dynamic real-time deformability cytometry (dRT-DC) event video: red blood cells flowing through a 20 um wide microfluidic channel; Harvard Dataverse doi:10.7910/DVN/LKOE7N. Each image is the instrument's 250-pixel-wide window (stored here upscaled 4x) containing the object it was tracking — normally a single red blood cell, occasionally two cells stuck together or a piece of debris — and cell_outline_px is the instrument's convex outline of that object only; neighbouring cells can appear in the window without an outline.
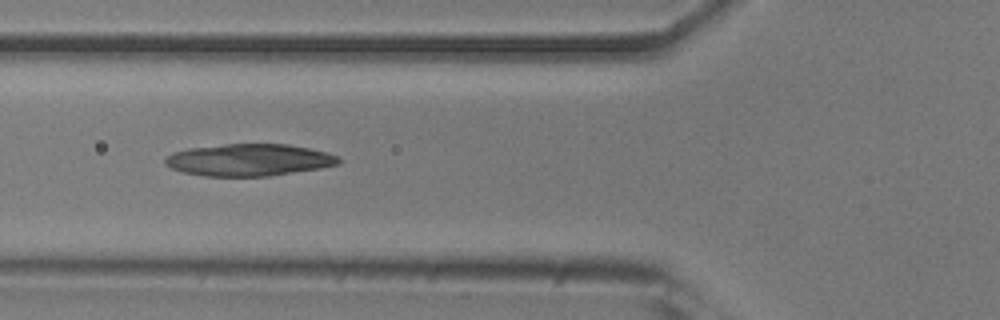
{"species": "common noctule bat (a hibernating species)", "species_latin": "Nyctalus noctula", "temperature_condition": "room temperature", "stored_images_in_passage": 29, "camera_frame_rate_fps": 3000, "um_per_image_px": 0.085, "animal": {"sex": "male", "body_mass_g": 20.5, "forearm_length_mm": 52.5}, "frame": {"image": 1, "passage_image": 4, "time_ms": 1.0, "image_size_px": [1000, 320], "cell_outline_px": [[340, 164], [320, 168], [268, 176], [204, 176], [180, 172], [164, 164], [164, 160], [172, 152], [188, 148], [224, 144], [288, 144], [328, 152], [336, 156], [340, 160]], "centroid_in_image_um": [21.13, 13.59], "position_along_channel_um": 104.7, "area_um2": 32.43}}
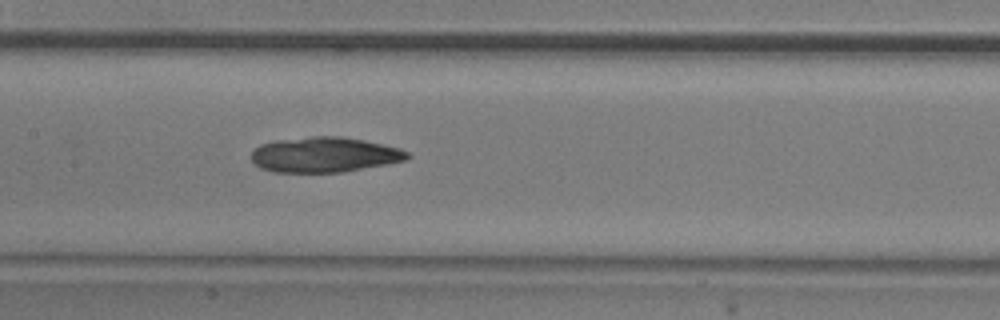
{"frame": {"image": 2, "passage_image": 10, "time_ms": 3.0, "image_size_px": [1000, 320], "cell_outline_px": [[412, 156], [408, 160], [388, 164], [344, 172], [272, 172], [260, 168], [252, 160], [252, 152], [260, 144], [272, 140], [312, 136], [344, 136], [364, 140], [400, 148], [408, 152]], "centroid_in_image_um": [27.6, 13.14], "position_along_channel_um": 179.8, "area_um2": 32.37}}
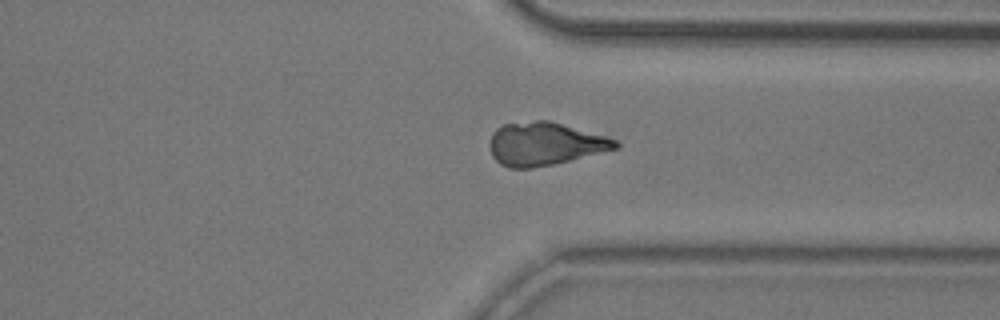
{"frame": {"image": 3, "passage_image": 25, "time_ms": 8.0, "image_size_px": [1000, 320], "cell_outline_px": [[620, 148], [552, 164], [532, 168], [508, 168], [500, 164], [492, 156], [488, 144], [492, 132], [496, 128], [504, 124], [536, 120], [548, 120], [608, 136], [616, 140], [620, 144]], "centroid_in_image_um": [46.3, 12.22], "position_along_channel_um": 365.1, "area_um2": 31.73}}